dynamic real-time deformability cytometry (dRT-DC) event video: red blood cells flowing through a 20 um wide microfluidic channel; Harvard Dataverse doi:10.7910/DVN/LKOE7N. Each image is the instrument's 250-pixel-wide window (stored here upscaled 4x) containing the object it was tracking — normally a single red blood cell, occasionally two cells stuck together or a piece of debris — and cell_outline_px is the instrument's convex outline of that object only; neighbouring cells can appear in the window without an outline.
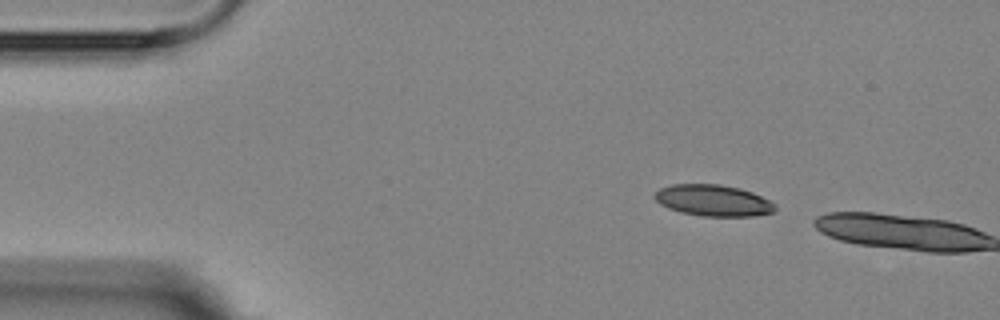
{"species": "Egyptian fruit bat (a non-hibernating species)", "species_latin": "Rousettus aegyptiacus", "temperature_condition": "room temperature", "stored_images_in_passage": 4, "camera_frame_rate_fps": 3000, "um_per_image_px": 0.085, "animal": {"sex": "female"}, "frame": {"image": 1, "passage_image": 4, "time_ms": 4.667, "image_size_px": [1000, 320], "cell_outline_px": [[776, 208], [772, 212], [752, 216], [704, 216], [684, 212], [668, 208], [660, 204], [652, 196], [660, 188], [672, 184], [720, 184], [740, 188], [752, 192], [776, 204]], "centroid_in_image_um": [60.61, 17.03], "position_along_channel_um": 24.4, "area_um2": 21.85}}